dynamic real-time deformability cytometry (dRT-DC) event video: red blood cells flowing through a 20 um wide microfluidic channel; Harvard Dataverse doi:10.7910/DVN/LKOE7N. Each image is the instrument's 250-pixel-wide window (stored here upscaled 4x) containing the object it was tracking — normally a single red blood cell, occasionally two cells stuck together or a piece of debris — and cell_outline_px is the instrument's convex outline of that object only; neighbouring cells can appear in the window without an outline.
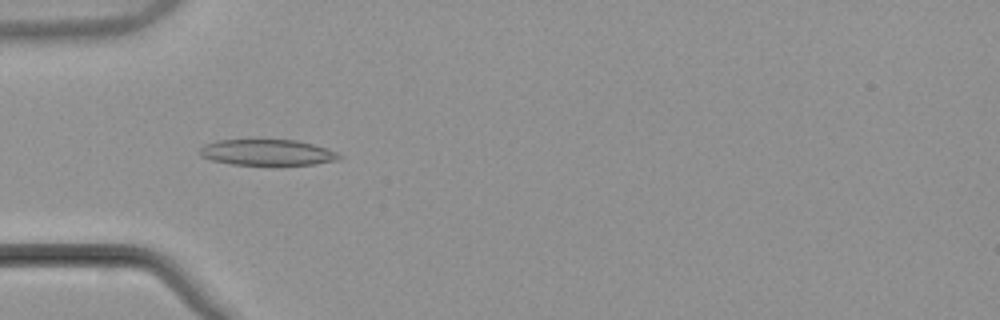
{"species": "common noctule bat (a hibernating species)", "species_latin": "Nyctalus noctula", "temperature_condition": "warm", "stored_images_in_passage": 47, "camera_frame_rate_fps": 3000, "um_per_image_px": 0.085, "animal": {"sex": "male", "body_mass_g": 21.5, "forearm_length_mm": 52.0}, "frame": {"image": 1, "passage_image": 11, "time_ms": 3.333, "image_size_px": [1000, 320], "cell_outline_px": [[344, 156], [336, 160], [312, 164], [276, 168], [232, 164], [212, 160], [200, 156], [200, 148], [204, 144], [216, 140], [296, 140], [312, 144], [336, 152]], "centroid_in_image_um": [22.71, 13.0], "position_along_channel_um": 62.3, "area_um2": 21.85}}
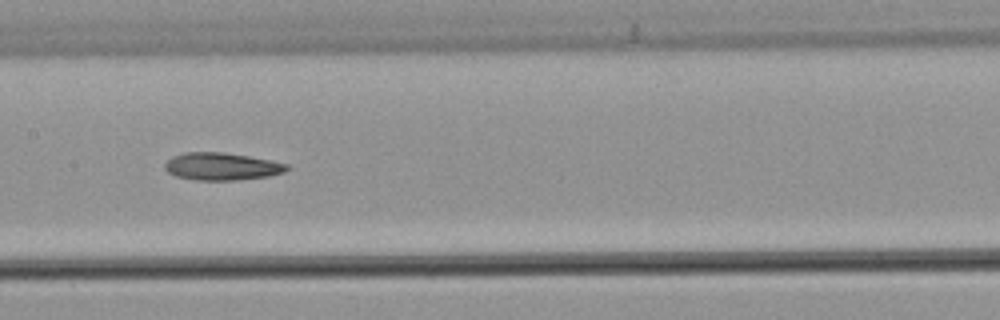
{"frame": {"image": 2, "passage_image": 21, "time_ms": 6.667, "image_size_px": [1000, 320], "cell_outline_px": [[288, 168], [284, 172], [268, 176], [236, 180], [196, 180], [176, 176], [168, 172], [164, 168], [164, 164], [172, 156], [184, 152], [224, 152], [248, 156], [288, 164]], "centroid_in_image_um": [18.81, 14.14], "position_along_channel_um": 188.6, "area_um2": 19.42}}
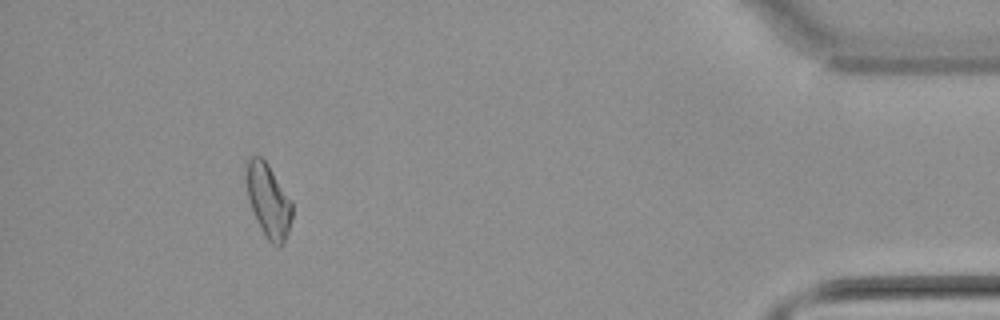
{"frame": {"image": 3, "passage_image": 43, "time_ms": 14.0, "image_size_px": [1000, 320], "cell_outline_px": [[292, 216], [288, 232], [280, 248], [276, 248], [264, 236], [248, 200], [244, 164], [252, 156], [260, 156], [268, 164], [292, 200]], "centroid_in_image_um": [22.8, 17.05], "position_along_channel_um": 412.4, "area_um2": 19.88}, "authors_computed_cell_mechanics": {"area_um2": 19.8832, "velocity_mm_per_s": 3.8699, "shape_relaxation_time_tau1_ms": null, "shape_relaxation_time_tau2_ms": 6.133, "deformation_change_tau1": null, "deformation_change_tau2": 0.1739}}